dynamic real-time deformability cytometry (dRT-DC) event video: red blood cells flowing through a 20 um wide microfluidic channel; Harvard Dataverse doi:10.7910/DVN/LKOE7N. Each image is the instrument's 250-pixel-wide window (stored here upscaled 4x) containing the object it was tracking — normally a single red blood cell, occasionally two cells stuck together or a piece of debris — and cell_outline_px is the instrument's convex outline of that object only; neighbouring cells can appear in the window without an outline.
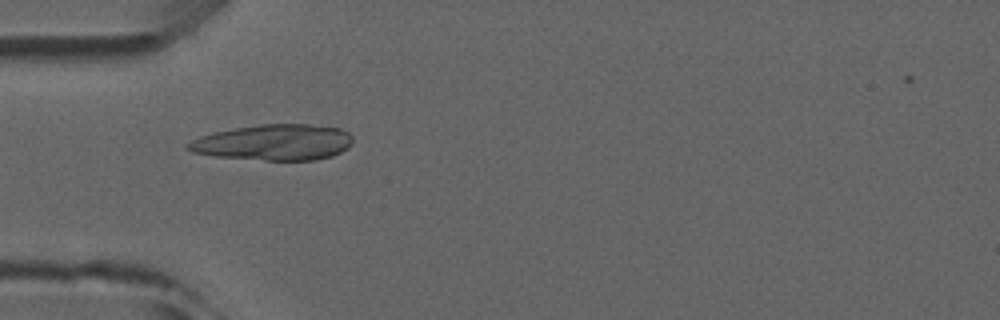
{"species": "common noctule bat (a hibernating species)", "species_latin": "Nyctalus noctula", "temperature_condition": "room temperature", "stored_images_in_passage": 3, "camera_frame_rate_fps": 3000, "um_per_image_px": 0.085, "animal": {"sex": "male", "forearm_length_mm": 52.5}, "frame": {"image": 1, "passage_image": 1, "time_ms": 0.0, "image_size_px": [1000, 320], "cell_outline_px": [[352, 144], [348, 148], [332, 156], [316, 160], [264, 160], [212, 156], [192, 152], [184, 148], [184, 144], [200, 136], [216, 132], [236, 128], [260, 124], [308, 124], [340, 128], [348, 132], [352, 136]], "centroid_in_image_um": [23.27, 12.11], "position_along_channel_um": 61.7, "area_um2": 34.62}}
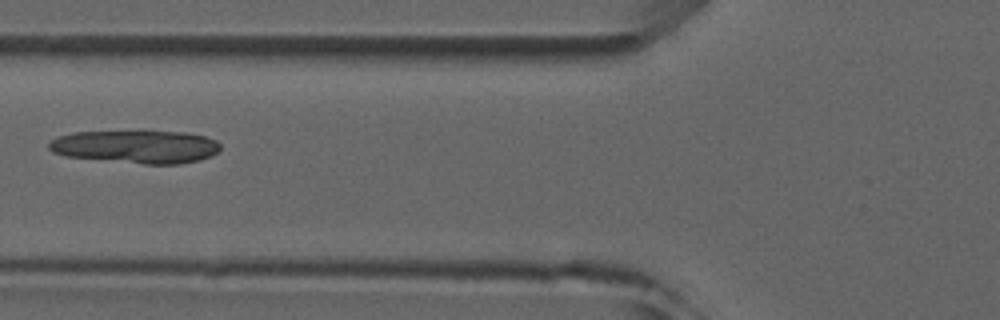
{"frame": {"image": 2, "passage_image": 2, "time_ms": 1.333, "image_size_px": [1000, 320], "cell_outline_px": [[220, 148], [212, 156], [200, 160], [180, 164], [144, 164], [64, 156], [52, 152], [48, 148], [48, 144], [52, 140], [60, 136], [76, 132], [140, 128], [188, 132], [204, 136], [216, 140], [220, 144]], "centroid_in_image_um": [11.58, 12.42], "position_along_channel_um": 114.2, "area_um2": 34.39}}
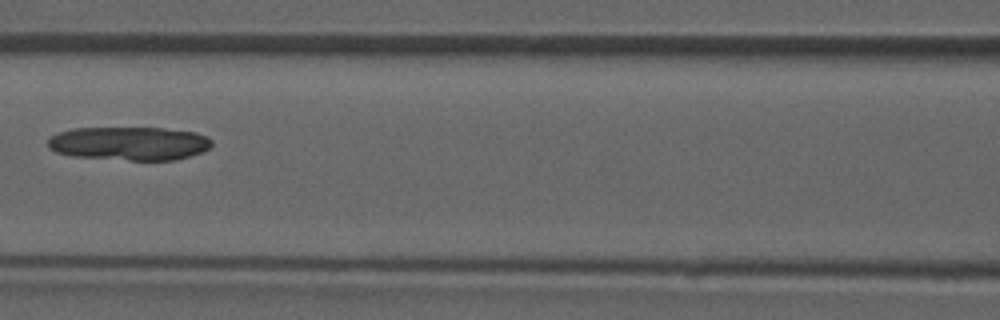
{"frame": {"image": 3, "passage_image": 3, "time_ms": 2.333, "image_size_px": [1000, 320], "cell_outline_px": [[212, 144], [208, 148], [200, 152], [176, 160], [128, 160], [72, 156], [56, 152], [48, 148], [48, 140], [52, 136], [60, 132], [76, 128], [164, 128], [196, 132], [208, 136], [212, 140]], "centroid_in_image_um": [11.0, 12.19], "position_along_channel_um": 155.6, "area_um2": 32.02}}